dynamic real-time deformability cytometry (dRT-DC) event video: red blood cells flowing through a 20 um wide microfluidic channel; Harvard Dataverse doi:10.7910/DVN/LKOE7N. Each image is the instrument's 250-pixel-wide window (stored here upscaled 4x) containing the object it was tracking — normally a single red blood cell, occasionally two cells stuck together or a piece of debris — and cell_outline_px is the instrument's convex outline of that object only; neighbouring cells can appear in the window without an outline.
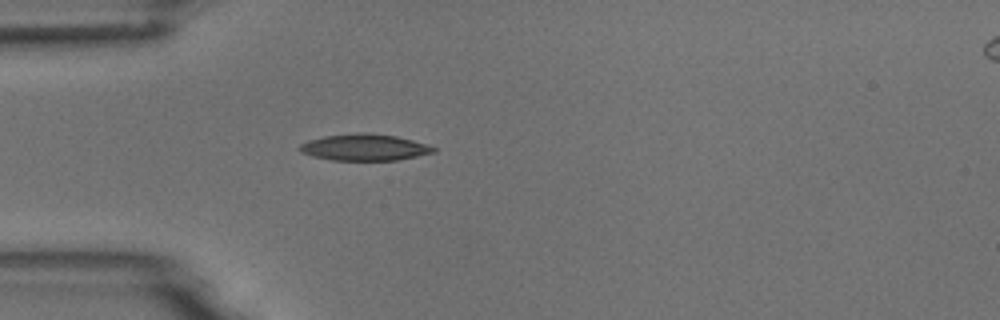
{"species": "common noctule bat (a hibernating species)", "species_latin": "Nyctalus noctula", "temperature_condition": "room temperature", "stored_images_in_passage": 1, "camera_frame_rate_fps": 3000, "um_per_image_px": 0.085, "animal": {"sex": "male", "body_mass_g": 18.8}, "frame": {"image": 1, "passage_image": 1, "time_ms": 0.0, "image_size_px": [1000, 320], "cell_outline_px": [[436, 152], [396, 160], [332, 160], [312, 156], [300, 152], [296, 148], [300, 144], [308, 140], [324, 136], [356, 132], [364, 132], [396, 136], [412, 140], [436, 148]], "centroid_in_image_um": [30.92, 12.52], "position_along_channel_um": 54.1, "area_um2": 20.69}}